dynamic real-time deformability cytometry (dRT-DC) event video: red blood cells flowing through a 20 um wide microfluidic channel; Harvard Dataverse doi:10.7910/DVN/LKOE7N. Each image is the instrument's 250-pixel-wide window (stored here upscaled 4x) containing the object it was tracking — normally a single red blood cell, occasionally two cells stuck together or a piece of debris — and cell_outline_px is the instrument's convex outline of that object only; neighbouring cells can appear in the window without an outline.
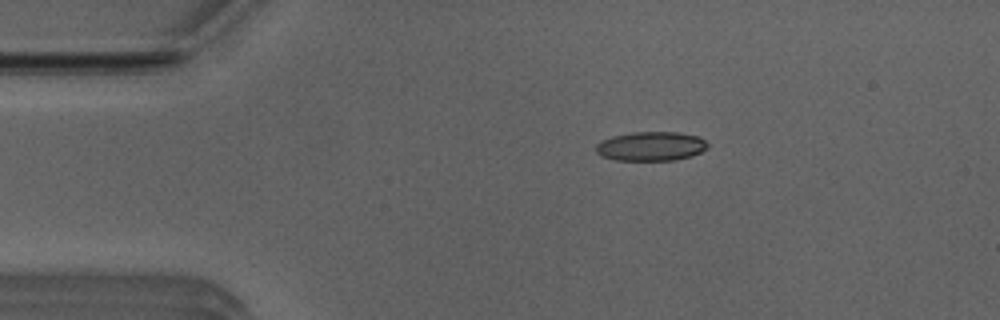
{"species": "Egyptian fruit bat (a non-hibernating species)", "species_latin": "Rousettus aegyptiacus", "temperature_condition": "room temperature", "stored_images_in_passage": 17, "camera_frame_rate_fps": 3000, "um_per_image_px": 0.085, "animal": {"sex": "male"}, "frame": {"image": 1, "passage_image": 3, "time_ms": 0.667, "image_size_px": [1000, 320], "cell_outline_px": [[708, 148], [692, 156], [672, 160], [616, 160], [600, 156], [596, 152], [596, 144], [612, 136], [632, 132], [680, 132], [696, 136], [704, 140], [708, 144]], "centroid_in_image_um": [55.32, 12.43], "position_along_channel_um": 29.7, "area_um2": 18.96}}
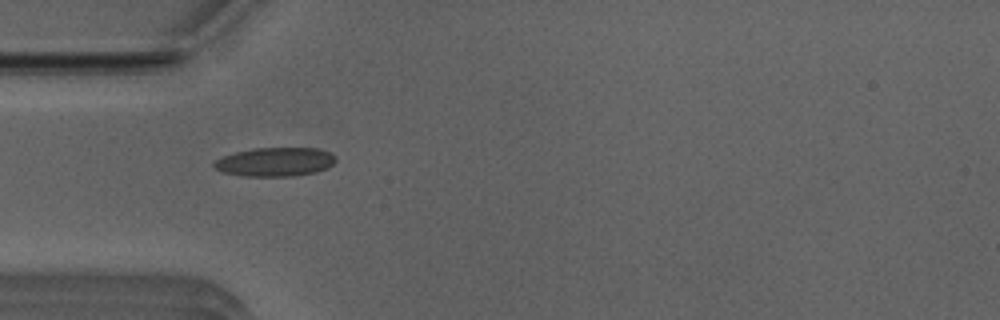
{"frame": {"image": 2, "passage_image": 9, "time_ms": 2.667, "image_size_px": [1000, 320], "cell_outline_px": [[336, 160], [332, 164], [316, 172], [292, 176], [244, 176], [224, 172], [216, 168], [212, 164], [216, 160], [224, 156], [236, 152], [252, 148], [316, 148], [328, 152], [336, 156]], "centroid_in_image_um": [23.39, 13.75], "position_along_channel_um": 61.6, "area_um2": 20.23}}
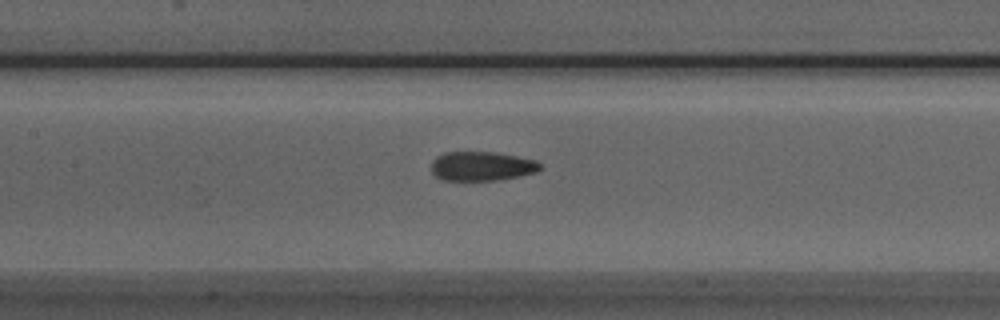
{"frame": {"image": 3, "passage_image": 17, "time_ms": 5.333, "image_size_px": [1000, 320], "cell_outline_px": [[540, 168], [536, 172], [496, 180], [440, 180], [432, 172], [432, 160], [436, 156], [444, 152], [496, 152], [536, 160], [540, 164]], "centroid_in_image_um": [40.9, 14.11], "position_along_channel_um": 166.5, "area_um2": 18.44}}